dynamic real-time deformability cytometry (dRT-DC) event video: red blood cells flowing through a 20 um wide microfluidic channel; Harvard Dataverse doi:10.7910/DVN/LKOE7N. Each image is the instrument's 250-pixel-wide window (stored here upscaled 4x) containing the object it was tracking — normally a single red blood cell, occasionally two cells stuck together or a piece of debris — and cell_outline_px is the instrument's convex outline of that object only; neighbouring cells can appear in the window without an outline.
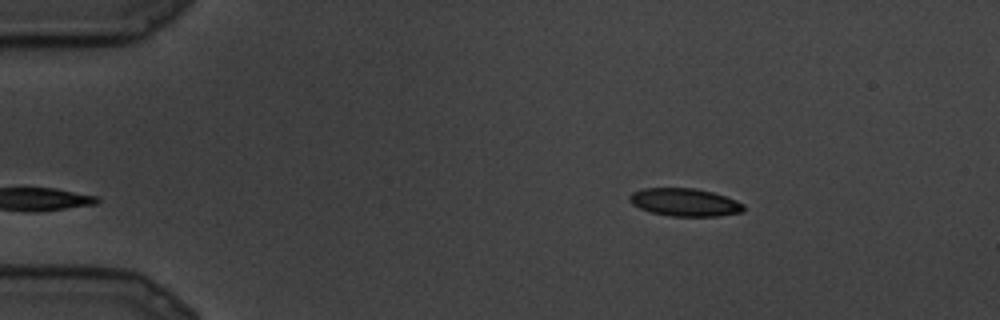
{"species": "common noctule bat (a hibernating species)", "species_latin": "Nyctalus noctula", "temperature_condition": "cold", "stored_images_in_passage": 4, "camera_frame_rate_fps": 3000, "um_per_image_px": 0.085, "animal": {"sex": "male", "body_mass_g": 19.5, "forearm_length_mm": 54.6}, "frame": {"image": 1, "passage_image": 1, "time_ms": 0.0, "image_size_px": [1000, 320], "cell_outline_px": [[744, 212], [720, 216], [672, 216], [652, 212], [640, 208], [632, 204], [628, 200], [628, 196], [632, 192], [644, 188], [692, 188], [712, 192], [736, 200], [744, 204]], "centroid_in_image_um": [58.2, 17.19], "position_along_channel_um": 26.8, "area_um2": 18.5}}
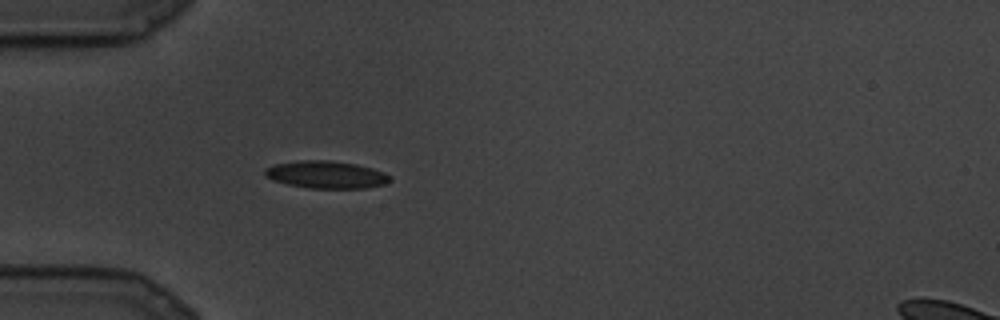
{"frame": {"image": 2, "passage_image": 4, "time_ms": 1.0, "image_size_px": [1000, 320], "cell_outline_px": [[392, 180], [384, 184], [364, 188], [308, 188], [288, 184], [272, 180], [264, 176], [264, 168], [272, 164], [300, 160], [332, 160], [356, 164], [372, 168], [384, 172]], "centroid_in_image_um": [27.67, 14.83], "position_along_channel_um": 57.3, "area_um2": 20.11}}